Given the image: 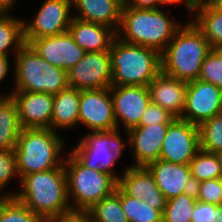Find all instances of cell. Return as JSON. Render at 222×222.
<instances>
[{
    "mask_svg": "<svg viewBox=\"0 0 222 222\" xmlns=\"http://www.w3.org/2000/svg\"><path fill=\"white\" fill-rule=\"evenodd\" d=\"M21 190L15 198L44 222L68 216L72 209L67 196L64 164L44 172L27 174L20 179Z\"/></svg>",
    "mask_w": 222,
    "mask_h": 222,
    "instance_id": "6da1fadb",
    "label": "cell"
},
{
    "mask_svg": "<svg viewBox=\"0 0 222 222\" xmlns=\"http://www.w3.org/2000/svg\"><path fill=\"white\" fill-rule=\"evenodd\" d=\"M167 13L163 8L123 7L116 37L130 44L154 49L161 54L183 25L171 19Z\"/></svg>",
    "mask_w": 222,
    "mask_h": 222,
    "instance_id": "7a4b0ae2",
    "label": "cell"
},
{
    "mask_svg": "<svg viewBox=\"0 0 222 222\" xmlns=\"http://www.w3.org/2000/svg\"><path fill=\"white\" fill-rule=\"evenodd\" d=\"M212 50L204 34L188 20L161 53V71L182 81L197 80L202 62Z\"/></svg>",
    "mask_w": 222,
    "mask_h": 222,
    "instance_id": "3957f363",
    "label": "cell"
},
{
    "mask_svg": "<svg viewBox=\"0 0 222 222\" xmlns=\"http://www.w3.org/2000/svg\"><path fill=\"white\" fill-rule=\"evenodd\" d=\"M61 137L51 129H22L14 148L19 178L61 167L65 159Z\"/></svg>",
    "mask_w": 222,
    "mask_h": 222,
    "instance_id": "277c9868",
    "label": "cell"
},
{
    "mask_svg": "<svg viewBox=\"0 0 222 222\" xmlns=\"http://www.w3.org/2000/svg\"><path fill=\"white\" fill-rule=\"evenodd\" d=\"M112 86H148L161 71V54L115 37L110 50Z\"/></svg>",
    "mask_w": 222,
    "mask_h": 222,
    "instance_id": "5b68a950",
    "label": "cell"
},
{
    "mask_svg": "<svg viewBox=\"0 0 222 222\" xmlns=\"http://www.w3.org/2000/svg\"><path fill=\"white\" fill-rule=\"evenodd\" d=\"M64 168L73 213H85L95 203L112 195L118 186L113 176L83 166L71 153L64 159Z\"/></svg>",
    "mask_w": 222,
    "mask_h": 222,
    "instance_id": "8992f818",
    "label": "cell"
},
{
    "mask_svg": "<svg viewBox=\"0 0 222 222\" xmlns=\"http://www.w3.org/2000/svg\"><path fill=\"white\" fill-rule=\"evenodd\" d=\"M13 91L43 92L57 94L68 86L67 72L40 57L25 44L14 56Z\"/></svg>",
    "mask_w": 222,
    "mask_h": 222,
    "instance_id": "52a82bcc",
    "label": "cell"
},
{
    "mask_svg": "<svg viewBox=\"0 0 222 222\" xmlns=\"http://www.w3.org/2000/svg\"><path fill=\"white\" fill-rule=\"evenodd\" d=\"M120 130L91 131L80 138L79 143L70 153L85 167L108 173L117 181L120 175L114 171L116 161L122 156L125 145L129 144L122 140ZM124 141V142H123Z\"/></svg>",
    "mask_w": 222,
    "mask_h": 222,
    "instance_id": "ba28073f",
    "label": "cell"
},
{
    "mask_svg": "<svg viewBox=\"0 0 222 222\" xmlns=\"http://www.w3.org/2000/svg\"><path fill=\"white\" fill-rule=\"evenodd\" d=\"M71 11L72 0H45L31 21L24 20L25 43L67 32L73 18Z\"/></svg>",
    "mask_w": 222,
    "mask_h": 222,
    "instance_id": "9c48e42d",
    "label": "cell"
},
{
    "mask_svg": "<svg viewBox=\"0 0 222 222\" xmlns=\"http://www.w3.org/2000/svg\"><path fill=\"white\" fill-rule=\"evenodd\" d=\"M68 86L78 90L104 89L112 86V64L109 51L88 52L67 71Z\"/></svg>",
    "mask_w": 222,
    "mask_h": 222,
    "instance_id": "30bf717a",
    "label": "cell"
},
{
    "mask_svg": "<svg viewBox=\"0 0 222 222\" xmlns=\"http://www.w3.org/2000/svg\"><path fill=\"white\" fill-rule=\"evenodd\" d=\"M201 149L199 126L175 118L166 131L160 159L177 164H189Z\"/></svg>",
    "mask_w": 222,
    "mask_h": 222,
    "instance_id": "8fae6325",
    "label": "cell"
},
{
    "mask_svg": "<svg viewBox=\"0 0 222 222\" xmlns=\"http://www.w3.org/2000/svg\"><path fill=\"white\" fill-rule=\"evenodd\" d=\"M222 113V89L199 79L188 82L180 119L200 125Z\"/></svg>",
    "mask_w": 222,
    "mask_h": 222,
    "instance_id": "7c38bea8",
    "label": "cell"
},
{
    "mask_svg": "<svg viewBox=\"0 0 222 222\" xmlns=\"http://www.w3.org/2000/svg\"><path fill=\"white\" fill-rule=\"evenodd\" d=\"M91 131L117 129L110 88L80 90L78 125Z\"/></svg>",
    "mask_w": 222,
    "mask_h": 222,
    "instance_id": "4fadbf2b",
    "label": "cell"
},
{
    "mask_svg": "<svg viewBox=\"0 0 222 222\" xmlns=\"http://www.w3.org/2000/svg\"><path fill=\"white\" fill-rule=\"evenodd\" d=\"M110 94L117 128L122 124L128 131L138 126L151 101L148 86H111Z\"/></svg>",
    "mask_w": 222,
    "mask_h": 222,
    "instance_id": "5bb4252c",
    "label": "cell"
},
{
    "mask_svg": "<svg viewBox=\"0 0 222 222\" xmlns=\"http://www.w3.org/2000/svg\"><path fill=\"white\" fill-rule=\"evenodd\" d=\"M23 129H49L51 126L54 95L43 92L12 91Z\"/></svg>",
    "mask_w": 222,
    "mask_h": 222,
    "instance_id": "9a60e30c",
    "label": "cell"
},
{
    "mask_svg": "<svg viewBox=\"0 0 222 222\" xmlns=\"http://www.w3.org/2000/svg\"><path fill=\"white\" fill-rule=\"evenodd\" d=\"M29 45L40 57L66 72L77 64L86 53L75 43L69 31L59 35L33 39Z\"/></svg>",
    "mask_w": 222,
    "mask_h": 222,
    "instance_id": "2e32d148",
    "label": "cell"
},
{
    "mask_svg": "<svg viewBox=\"0 0 222 222\" xmlns=\"http://www.w3.org/2000/svg\"><path fill=\"white\" fill-rule=\"evenodd\" d=\"M169 124H156L148 126H135L125 130L129 138L132 166H147L151 162L160 159V152Z\"/></svg>",
    "mask_w": 222,
    "mask_h": 222,
    "instance_id": "e0dca14e",
    "label": "cell"
},
{
    "mask_svg": "<svg viewBox=\"0 0 222 222\" xmlns=\"http://www.w3.org/2000/svg\"><path fill=\"white\" fill-rule=\"evenodd\" d=\"M165 199L194 191L189 164H177L158 159L146 166Z\"/></svg>",
    "mask_w": 222,
    "mask_h": 222,
    "instance_id": "ac0fdd59",
    "label": "cell"
},
{
    "mask_svg": "<svg viewBox=\"0 0 222 222\" xmlns=\"http://www.w3.org/2000/svg\"><path fill=\"white\" fill-rule=\"evenodd\" d=\"M188 82L179 80L160 71L148 85L151 102L158 104L180 118L185 106Z\"/></svg>",
    "mask_w": 222,
    "mask_h": 222,
    "instance_id": "d6986e66",
    "label": "cell"
},
{
    "mask_svg": "<svg viewBox=\"0 0 222 222\" xmlns=\"http://www.w3.org/2000/svg\"><path fill=\"white\" fill-rule=\"evenodd\" d=\"M118 186L130 197L149 202L150 205H165L166 199L158 188L152 173L146 166L127 167L118 181Z\"/></svg>",
    "mask_w": 222,
    "mask_h": 222,
    "instance_id": "ffe728a7",
    "label": "cell"
},
{
    "mask_svg": "<svg viewBox=\"0 0 222 222\" xmlns=\"http://www.w3.org/2000/svg\"><path fill=\"white\" fill-rule=\"evenodd\" d=\"M75 43L86 53L109 51L116 32L105 25L72 18L69 29Z\"/></svg>",
    "mask_w": 222,
    "mask_h": 222,
    "instance_id": "44dd1931",
    "label": "cell"
},
{
    "mask_svg": "<svg viewBox=\"0 0 222 222\" xmlns=\"http://www.w3.org/2000/svg\"><path fill=\"white\" fill-rule=\"evenodd\" d=\"M124 0H72V8L78 14L74 18L102 24L117 32Z\"/></svg>",
    "mask_w": 222,
    "mask_h": 222,
    "instance_id": "7402d4cb",
    "label": "cell"
},
{
    "mask_svg": "<svg viewBox=\"0 0 222 222\" xmlns=\"http://www.w3.org/2000/svg\"><path fill=\"white\" fill-rule=\"evenodd\" d=\"M80 104V90L67 86L57 94H54L53 113L49 129L57 132V129H70L77 127Z\"/></svg>",
    "mask_w": 222,
    "mask_h": 222,
    "instance_id": "603a6c76",
    "label": "cell"
},
{
    "mask_svg": "<svg viewBox=\"0 0 222 222\" xmlns=\"http://www.w3.org/2000/svg\"><path fill=\"white\" fill-rule=\"evenodd\" d=\"M22 129L12 97L0 98V150H14Z\"/></svg>",
    "mask_w": 222,
    "mask_h": 222,
    "instance_id": "cb8c5ba5",
    "label": "cell"
},
{
    "mask_svg": "<svg viewBox=\"0 0 222 222\" xmlns=\"http://www.w3.org/2000/svg\"><path fill=\"white\" fill-rule=\"evenodd\" d=\"M115 193L129 222H162L165 205H150L149 202L128 196L119 186Z\"/></svg>",
    "mask_w": 222,
    "mask_h": 222,
    "instance_id": "d4e9b609",
    "label": "cell"
},
{
    "mask_svg": "<svg viewBox=\"0 0 222 222\" xmlns=\"http://www.w3.org/2000/svg\"><path fill=\"white\" fill-rule=\"evenodd\" d=\"M25 44L24 19L0 14V56H9L8 51L15 56Z\"/></svg>",
    "mask_w": 222,
    "mask_h": 222,
    "instance_id": "484cf974",
    "label": "cell"
},
{
    "mask_svg": "<svg viewBox=\"0 0 222 222\" xmlns=\"http://www.w3.org/2000/svg\"><path fill=\"white\" fill-rule=\"evenodd\" d=\"M190 20L204 34L212 49L222 47V12L205 6L196 9L194 19Z\"/></svg>",
    "mask_w": 222,
    "mask_h": 222,
    "instance_id": "4316f807",
    "label": "cell"
},
{
    "mask_svg": "<svg viewBox=\"0 0 222 222\" xmlns=\"http://www.w3.org/2000/svg\"><path fill=\"white\" fill-rule=\"evenodd\" d=\"M85 214L90 222H129L115 192L95 203Z\"/></svg>",
    "mask_w": 222,
    "mask_h": 222,
    "instance_id": "83f0119b",
    "label": "cell"
},
{
    "mask_svg": "<svg viewBox=\"0 0 222 222\" xmlns=\"http://www.w3.org/2000/svg\"><path fill=\"white\" fill-rule=\"evenodd\" d=\"M196 201L195 191L167 199L162 214V222H191Z\"/></svg>",
    "mask_w": 222,
    "mask_h": 222,
    "instance_id": "f1b7e54d",
    "label": "cell"
},
{
    "mask_svg": "<svg viewBox=\"0 0 222 222\" xmlns=\"http://www.w3.org/2000/svg\"><path fill=\"white\" fill-rule=\"evenodd\" d=\"M194 184L222 178V170L216 153L200 149L189 163Z\"/></svg>",
    "mask_w": 222,
    "mask_h": 222,
    "instance_id": "f546056e",
    "label": "cell"
},
{
    "mask_svg": "<svg viewBox=\"0 0 222 222\" xmlns=\"http://www.w3.org/2000/svg\"><path fill=\"white\" fill-rule=\"evenodd\" d=\"M0 222H44L15 197H0Z\"/></svg>",
    "mask_w": 222,
    "mask_h": 222,
    "instance_id": "4dcf8cb0",
    "label": "cell"
},
{
    "mask_svg": "<svg viewBox=\"0 0 222 222\" xmlns=\"http://www.w3.org/2000/svg\"><path fill=\"white\" fill-rule=\"evenodd\" d=\"M200 147L202 150L217 153L222 150V113L199 125Z\"/></svg>",
    "mask_w": 222,
    "mask_h": 222,
    "instance_id": "1f68e13d",
    "label": "cell"
},
{
    "mask_svg": "<svg viewBox=\"0 0 222 222\" xmlns=\"http://www.w3.org/2000/svg\"><path fill=\"white\" fill-rule=\"evenodd\" d=\"M15 177L18 178L20 184L14 150H0V197L15 196L13 192H3V188H6L7 184Z\"/></svg>",
    "mask_w": 222,
    "mask_h": 222,
    "instance_id": "d6a6232c",
    "label": "cell"
},
{
    "mask_svg": "<svg viewBox=\"0 0 222 222\" xmlns=\"http://www.w3.org/2000/svg\"><path fill=\"white\" fill-rule=\"evenodd\" d=\"M199 80L222 89V56L217 50L213 49L202 62Z\"/></svg>",
    "mask_w": 222,
    "mask_h": 222,
    "instance_id": "836d02e7",
    "label": "cell"
},
{
    "mask_svg": "<svg viewBox=\"0 0 222 222\" xmlns=\"http://www.w3.org/2000/svg\"><path fill=\"white\" fill-rule=\"evenodd\" d=\"M197 201L213 205H221L222 201V178L205 180L195 184Z\"/></svg>",
    "mask_w": 222,
    "mask_h": 222,
    "instance_id": "e575fe53",
    "label": "cell"
},
{
    "mask_svg": "<svg viewBox=\"0 0 222 222\" xmlns=\"http://www.w3.org/2000/svg\"><path fill=\"white\" fill-rule=\"evenodd\" d=\"M174 119L175 117L171 113L150 101L138 126L170 124Z\"/></svg>",
    "mask_w": 222,
    "mask_h": 222,
    "instance_id": "d590c367",
    "label": "cell"
},
{
    "mask_svg": "<svg viewBox=\"0 0 222 222\" xmlns=\"http://www.w3.org/2000/svg\"><path fill=\"white\" fill-rule=\"evenodd\" d=\"M213 204L196 201L191 222H212Z\"/></svg>",
    "mask_w": 222,
    "mask_h": 222,
    "instance_id": "8d00e7d4",
    "label": "cell"
},
{
    "mask_svg": "<svg viewBox=\"0 0 222 222\" xmlns=\"http://www.w3.org/2000/svg\"><path fill=\"white\" fill-rule=\"evenodd\" d=\"M123 7H134L140 9H157L159 0H124Z\"/></svg>",
    "mask_w": 222,
    "mask_h": 222,
    "instance_id": "74e56055",
    "label": "cell"
},
{
    "mask_svg": "<svg viewBox=\"0 0 222 222\" xmlns=\"http://www.w3.org/2000/svg\"><path fill=\"white\" fill-rule=\"evenodd\" d=\"M10 59L9 56H0V82H2L6 76L8 75L10 71ZM12 91H10L8 94H1L0 93V98H5V97H11Z\"/></svg>",
    "mask_w": 222,
    "mask_h": 222,
    "instance_id": "f35d334b",
    "label": "cell"
},
{
    "mask_svg": "<svg viewBox=\"0 0 222 222\" xmlns=\"http://www.w3.org/2000/svg\"><path fill=\"white\" fill-rule=\"evenodd\" d=\"M46 222H90L85 213H72L68 216L55 218Z\"/></svg>",
    "mask_w": 222,
    "mask_h": 222,
    "instance_id": "ab89813d",
    "label": "cell"
},
{
    "mask_svg": "<svg viewBox=\"0 0 222 222\" xmlns=\"http://www.w3.org/2000/svg\"><path fill=\"white\" fill-rule=\"evenodd\" d=\"M185 3L184 6L186 7L185 9L188 12H191L193 14H195L196 11V6L194 3V0H159V6L160 5H173V4H179V3Z\"/></svg>",
    "mask_w": 222,
    "mask_h": 222,
    "instance_id": "60d3db41",
    "label": "cell"
},
{
    "mask_svg": "<svg viewBox=\"0 0 222 222\" xmlns=\"http://www.w3.org/2000/svg\"><path fill=\"white\" fill-rule=\"evenodd\" d=\"M16 0H0V14H10Z\"/></svg>",
    "mask_w": 222,
    "mask_h": 222,
    "instance_id": "b9f144b4",
    "label": "cell"
},
{
    "mask_svg": "<svg viewBox=\"0 0 222 222\" xmlns=\"http://www.w3.org/2000/svg\"><path fill=\"white\" fill-rule=\"evenodd\" d=\"M212 222H222V206L221 205H213Z\"/></svg>",
    "mask_w": 222,
    "mask_h": 222,
    "instance_id": "7bdbcfd3",
    "label": "cell"
},
{
    "mask_svg": "<svg viewBox=\"0 0 222 222\" xmlns=\"http://www.w3.org/2000/svg\"><path fill=\"white\" fill-rule=\"evenodd\" d=\"M216 0H194L196 9L205 7V6H212Z\"/></svg>",
    "mask_w": 222,
    "mask_h": 222,
    "instance_id": "ee69618b",
    "label": "cell"
},
{
    "mask_svg": "<svg viewBox=\"0 0 222 222\" xmlns=\"http://www.w3.org/2000/svg\"><path fill=\"white\" fill-rule=\"evenodd\" d=\"M212 7L222 12V0H216L214 4L212 5Z\"/></svg>",
    "mask_w": 222,
    "mask_h": 222,
    "instance_id": "f6af8a7d",
    "label": "cell"
},
{
    "mask_svg": "<svg viewBox=\"0 0 222 222\" xmlns=\"http://www.w3.org/2000/svg\"><path fill=\"white\" fill-rule=\"evenodd\" d=\"M216 156H217V158H218V161H219V164H220L221 170H222V150H221V151H218V152L216 153Z\"/></svg>",
    "mask_w": 222,
    "mask_h": 222,
    "instance_id": "bcb514c9",
    "label": "cell"
},
{
    "mask_svg": "<svg viewBox=\"0 0 222 222\" xmlns=\"http://www.w3.org/2000/svg\"><path fill=\"white\" fill-rule=\"evenodd\" d=\"M220 54H221V56H222V47H219V48H217L216 49Z\"/></svg>",
    "mask_w": 222,
    "mask_h": 222,
    "instance_id": "7dc6e473",
    "label": "cell"
}]
</instances>
